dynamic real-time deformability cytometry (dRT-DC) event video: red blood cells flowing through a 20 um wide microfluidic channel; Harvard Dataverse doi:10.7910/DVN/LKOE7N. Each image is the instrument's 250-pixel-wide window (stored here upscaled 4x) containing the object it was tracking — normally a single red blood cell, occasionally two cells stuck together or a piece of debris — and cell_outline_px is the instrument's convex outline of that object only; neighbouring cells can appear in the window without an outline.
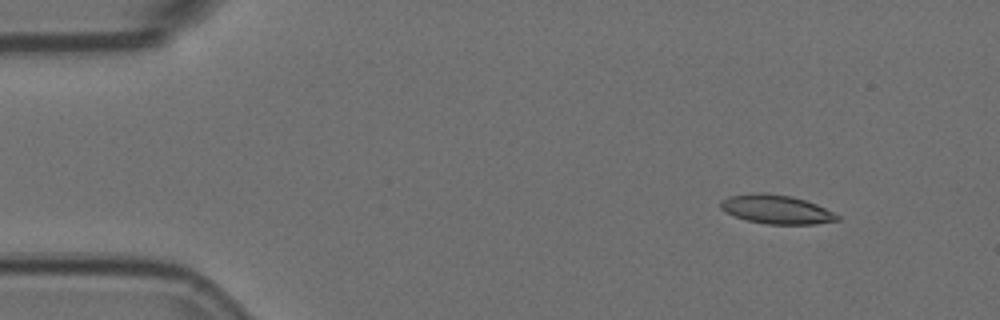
{"species": "Egyptian fruit bat (a non-hibernating species)", "species_latin": "Rousettus aegyptiacus", "temperature_condition": "room temperature", "stored_images_in_passage": 8, "camera_frame_rate_fps": 3000, "um_per_image_px": 0.085, "animal": {"sex": "female"}, "frame": {"image": 1, "passage_image": 2, "time_ms": 0.333, "image_size_px": [1000, 320], "cell_outline_px": [[840, 220], [816, 224], [768, 224], [748, 220], [724, 212], [720, 208], [720, 200], [728, 196], [760, 192], [764, 192], [792, 196], [816, 204], [840, 216]], "centroid_in_image_um": [65.97, 17.79], "position_along_channel_um": 19.0, "area_um2": 19.59}}
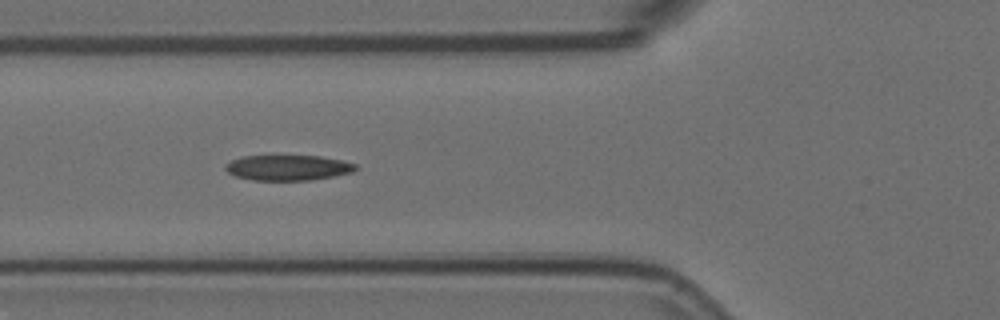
{"frame": {"image": 2, "passage_image": 6, "time_ms": 1.667, "image_size_px": [1000, 320], "cell_outline_px": [[356, 168], [352, 172], [312, 180], [252, 180], [236, 176], [228, 172], [224, 168], [224, 164], [232, 160], [244, 156], [320, 156], [340, 160], [356, 164]], "centroid_in_image_um": [24.44, 14.25], "position_along_channel_um": 101.4, "area_um2": 19.07}}
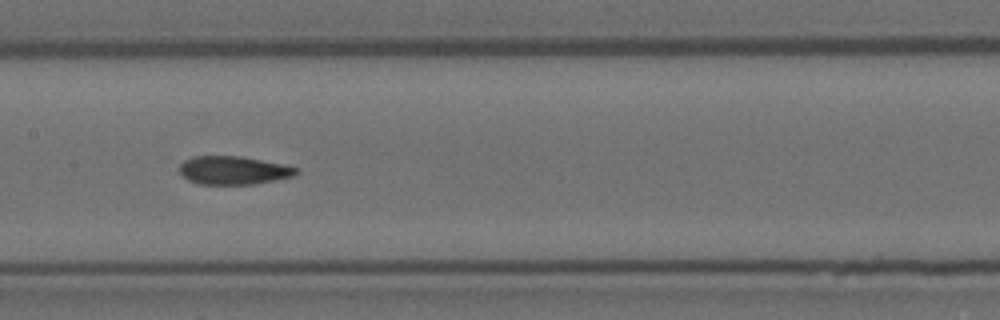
{"frame": {"image": 3, "passage_image": 8, "time_ms": 2.333, "image_size_px": [1000, 320], "cell_outline_px": [[300, 172], [292, 176], [276, 180], [252, 184], [200, 184], [188, 180], [180, 172], [180, 164], [184, 160], [192, 156], [240, 156], [280, 164], [296, 168]], "centroid_in_image_um": [19.81, 14.48], "position_along_channel_um": 187.6, "area_um2": 19.02}}